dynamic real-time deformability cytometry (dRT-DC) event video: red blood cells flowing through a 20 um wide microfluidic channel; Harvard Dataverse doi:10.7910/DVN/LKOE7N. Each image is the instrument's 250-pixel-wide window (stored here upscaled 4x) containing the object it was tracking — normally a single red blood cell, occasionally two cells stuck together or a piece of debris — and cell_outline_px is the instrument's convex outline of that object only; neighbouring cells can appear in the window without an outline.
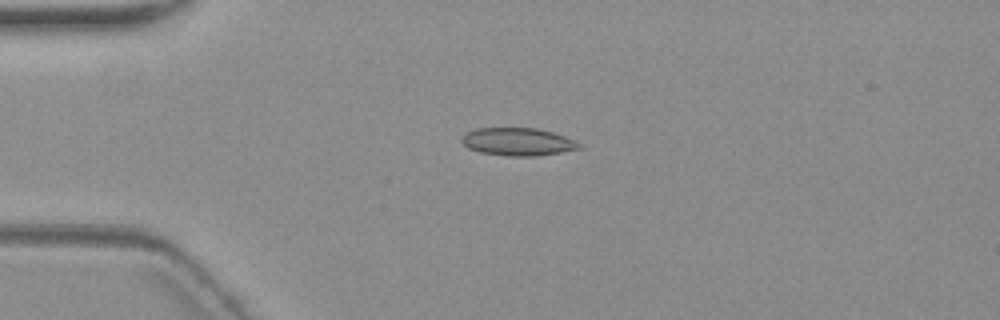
{"species": "common noctule bat (a hibernating species)", "species_latin": "Nyctalus noctula", "temperature_condition": "warm", "stored_images_in_passage": 5, "camera_frame_rate_fps": 3000, "um_per_image_px": 0.085, "animal": {"sex": "female", "body_mass_g": 19.3, "forearm_length_mm": 54.1}, "frame": {"image": 1, "passage_image": 4, "time_ms": 3.333, "image_size_px": [1000, 320], "cell_outline_px": [[584, 148], [536, 156], [508, 156], [480, 152], [468, 148], [460, 140], [460, 136], [476, 128], [536, 128], [552, 132], [576, 140]], "centroid_in_image_um": [44.02, 12.05], "position_along_channel_um": 41.0, "area_um2": 19.07}}